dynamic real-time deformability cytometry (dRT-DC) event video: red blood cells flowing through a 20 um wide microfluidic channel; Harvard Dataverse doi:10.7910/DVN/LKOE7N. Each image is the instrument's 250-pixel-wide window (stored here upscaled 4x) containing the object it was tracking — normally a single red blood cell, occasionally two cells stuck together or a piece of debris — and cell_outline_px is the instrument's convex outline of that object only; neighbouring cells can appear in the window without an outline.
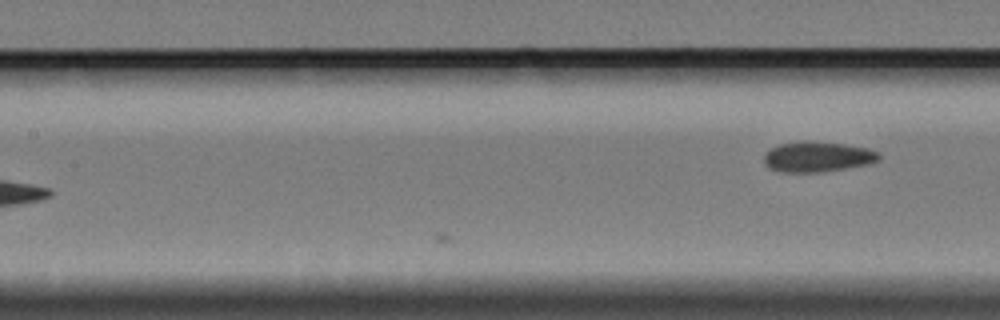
{"species": "Egyptian fruit bat (a non-hibernating species)", "species_latin": "Rousettus aegyptiacus", "temperature_condition": "cold", "stored_images_in_passage": 9, "camera_frame_rate_fps": 3000, "um_per_image_px": 0.085, "animal": {"sex": "female"}, "frame": {"image": 1, "passage_image": 9, "time_ms": 2.667, "image_size_px": [1000, 320], "cell_outline_px": [[880, 160], [868, 164], [820, 172], [780, 172], [768, 168], [764, 164], [764, 152], [780, 144], [804, 140], [812, 140], [844, 144], [868, 148], [880, 152]], "centroid_in_image_um": [69.47, 13.31], "position_along_channel_um": 137.9, "area_um2": 20.58}}